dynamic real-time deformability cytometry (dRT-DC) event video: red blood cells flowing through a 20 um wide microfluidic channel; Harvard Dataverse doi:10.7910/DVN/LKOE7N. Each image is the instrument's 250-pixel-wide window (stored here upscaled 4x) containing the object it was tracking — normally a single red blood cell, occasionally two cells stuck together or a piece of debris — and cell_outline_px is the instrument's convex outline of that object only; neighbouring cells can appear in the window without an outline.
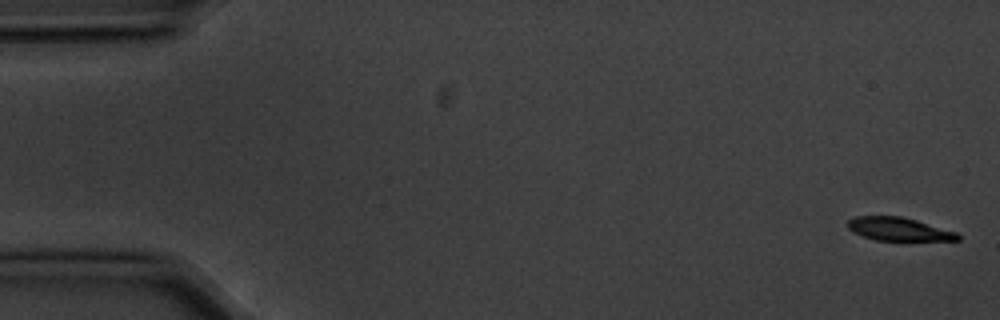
{"species": "common noctule bat (a hibernating species)", "species_latin": "Nyctalus noctula", "temperature_condition": "cold", "stored_images_in_passage": 6, "camera_frame_rate_fps": 3000, "um_per_image_px": 0.085, "animal": {"sex": "male", "body_mass_g": 20.1, "forearm_length_mm": 53.5}, "frame": {"image": 1, "passage_image": 1, "time_ms": 0.0, "image_size_px": [1000, 320], "cell_outline_px": [[960, 240], [876, 240], [864, 236], [848, 228], [848, 220], [856, 216], [900, 216], [916, 220], [956, 232], [960, 236]], "centroid_in_image_um": [76.4, 19.47], "position_along_channel_um": 8.6, "area_um2": 14.57}}
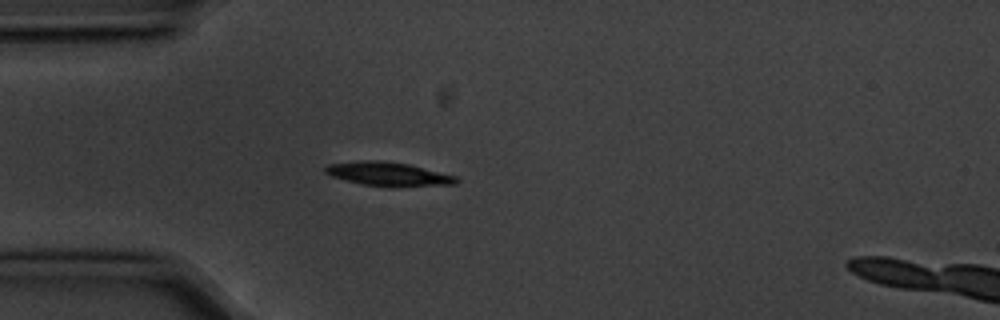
{"frame": {"image": 2, "passage_image": 5, "time_ms": 1.333, "image_size_px": [1000, 320], "cell_outline_px": [[460, 180], [456, 184], [388, 188], [360, 184], [344, 180], [332, 176], [324, 172], [324, 168], [328, 164], [356, 160], [380, 160], [408, 164], [456, 176]], "centroid_in_image_um": [32.98, 14.81], "position_along_channel_um": 52.0, "area_um2": 18.61}}